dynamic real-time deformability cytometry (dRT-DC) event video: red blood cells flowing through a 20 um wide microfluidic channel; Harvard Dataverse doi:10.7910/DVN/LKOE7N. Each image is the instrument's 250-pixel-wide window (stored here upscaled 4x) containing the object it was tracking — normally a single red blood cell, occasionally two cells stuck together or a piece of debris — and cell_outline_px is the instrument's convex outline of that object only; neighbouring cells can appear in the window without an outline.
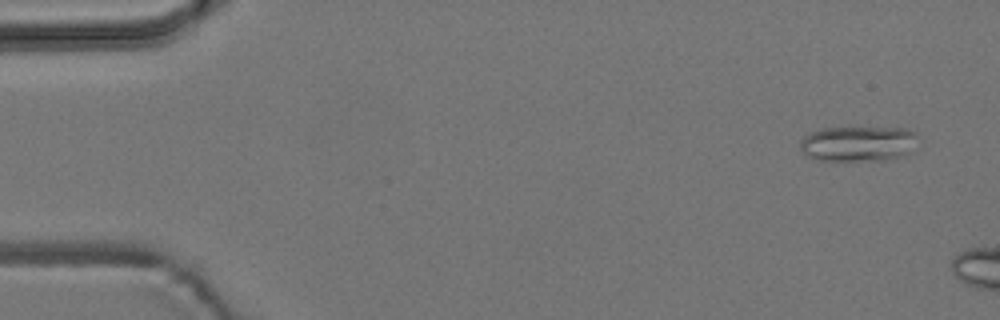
{"species": "common noctule bat (a hibernating species)", "species_latin": "Nyctalus noctula", "temperature_condition": "room temperature", "stored_images_in_passage": 4, "camera_frame_rate_fps": 3000, "um_per_image_px": 0.085, "animal": {"sex": "male", "body_mass_g": 19.2, "forearm_length_mm": 51.8}, "frame": {"image": 1, "passage_image": 1, "time_ms": 0.0, "image_size_px": [1000, 320], "cell_outline_px": [[916, 136], [912, 152], [900, 156], [884, 160], [816, 160], [800, 152], [800, 140], [804, 136], [812, 132], [824, 128], [904, 128], [916, 132]], "centroid_in_image_um": [72.92, 12.22], "position_along_channel_um": 12.1, "area_um2": 24.16}}